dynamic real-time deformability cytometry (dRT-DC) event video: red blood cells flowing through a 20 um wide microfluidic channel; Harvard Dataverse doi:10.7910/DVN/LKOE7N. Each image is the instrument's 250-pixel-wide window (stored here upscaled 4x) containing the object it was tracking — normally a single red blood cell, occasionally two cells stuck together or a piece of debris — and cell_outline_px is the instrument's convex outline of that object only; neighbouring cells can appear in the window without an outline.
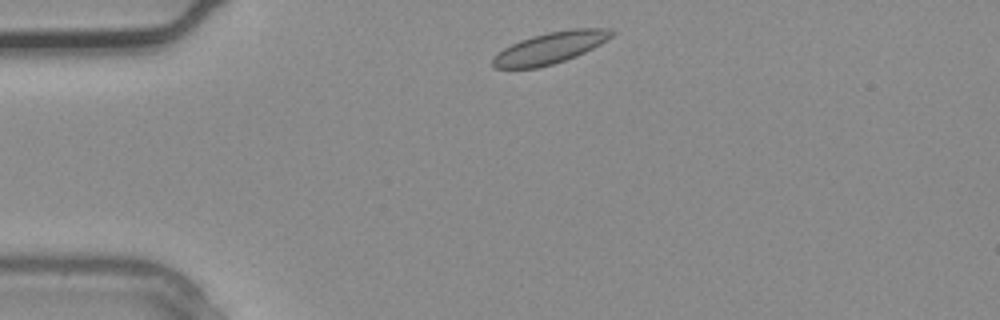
{"species": "common noctule bat (a hibernating species)", "species_latin": "Nyctalus noctula", "temperature_condition": "warm", "stored_images_in_passage": 3, "segment_of_instrument_passage": [1, 2], "camera_frame_rate_fps": 3000, "um_per_image_px": 0.085, "animal": {"sex": "male", "body_mass_g": 20.4}, "frame": {"image": 1, "passage_image": 1, "time_ms": 0.0, "image_size_px": [1000, 320], "cell_outline_px": [[616, 32], [608, 40], [576, 56], [552, 64], [536, 68], [496, 68], [492, 64], [492, 60], [504, 48], [520, 40], [532, 36], [548, 32], [568, 28], [608, 28]], "centroid_in_image_um": [46.81, 4.05], "position_along_channel_um": 38.2, "area_um2": 21.62}}